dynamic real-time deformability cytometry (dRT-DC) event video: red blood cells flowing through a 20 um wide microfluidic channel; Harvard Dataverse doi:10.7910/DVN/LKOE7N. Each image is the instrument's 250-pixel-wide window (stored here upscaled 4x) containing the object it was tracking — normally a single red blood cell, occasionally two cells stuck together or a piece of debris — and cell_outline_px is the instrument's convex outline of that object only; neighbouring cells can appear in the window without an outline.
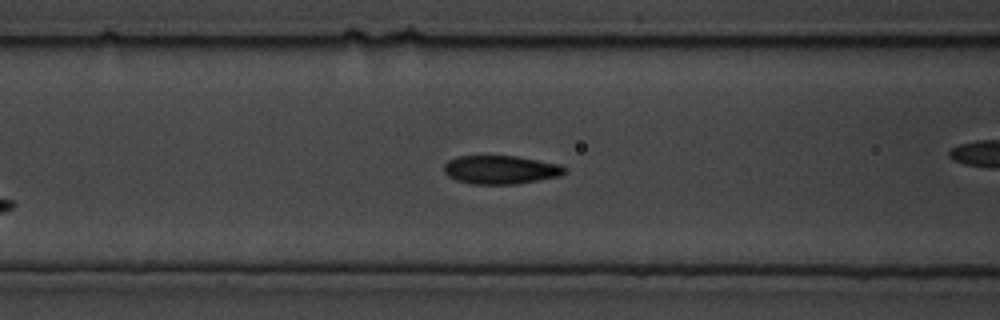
{"species": "common noctule bat (a hibernating species)", "species_latin": "Nyctalus noctula", "temperature_condition": "cold", "stored_images_in_passage": 9, "camera_frame_rate_fps": 3000, "um_per_image_px": 0.085, "animal": {"sex": "male", "body_mass_g": 19.5, "forearm_length_mm": 54.6}, "frame": {"image": 1, "passage_image": 4, "time_ms": 1.0, "image_size_px": [1000, 320], "cell_outline_px": [[568, 172], [560, 176], [516, 184], [472, 184], [456, 180], [448, 176], [444, 172], [444, 164], [448, 160], [456, 156], [516, 156], [560, 164], [568, 168]], "centroid_in_image_um": [42.57, 14.43], "position_along_channel_um": 124.0, "area_um2": 20.23}}
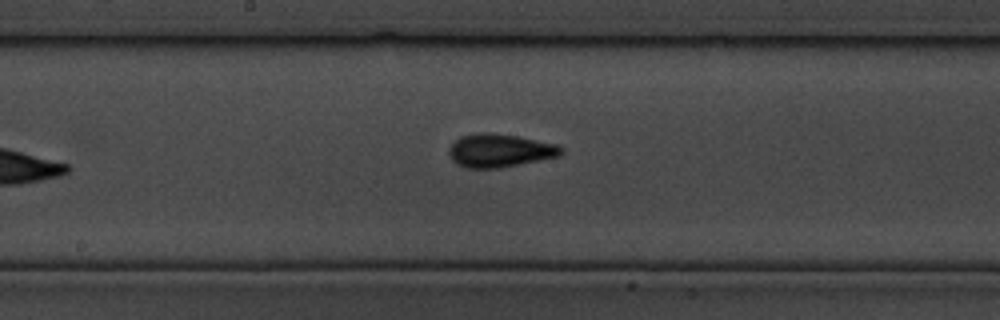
{"frame": {"image": 2, "passage_image": 9, "time_ms": 2.667, "image_size_px": [1000, 320], "cell_outline_px": [[564, 152], [560, 156], [500, 168], [468, 168], [456, 164], [452, 160], [448, 152], [448, 148], [460, 136], [480, 132], [492, 132], [516, 136], [560, 144], [564, 148]], "centroid_in_image_um": [42.5, 12.79], "position_along_channel_um": 205.7, "area_um2": 22.02}}